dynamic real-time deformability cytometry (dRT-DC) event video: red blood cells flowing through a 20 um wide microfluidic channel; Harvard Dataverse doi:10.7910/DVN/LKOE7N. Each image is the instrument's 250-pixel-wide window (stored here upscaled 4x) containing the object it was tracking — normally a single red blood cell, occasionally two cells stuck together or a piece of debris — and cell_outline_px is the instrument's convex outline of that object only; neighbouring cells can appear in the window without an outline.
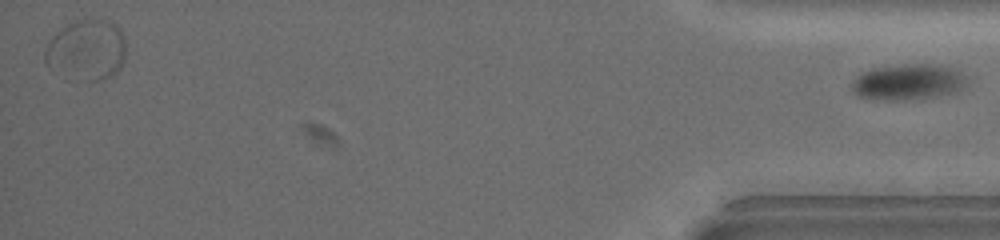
{"species": "common noctule bat (a hibernating species)", "species_latin": "Nyctalus noctula", "temperature_condition": "warm", "stored_images_in_passage": 56, "segment_of_instrument_passage": [2, 2], "camera_frame_rate_fps": 3000, "um_per_image_px": 0.085, "animal": {"sex": "female", "body_mass_g": 19.5, "forearm_length_mm": 54.1}, "frame": {"image": 1, "passage_image": 56, "time_ms": 18.333, "image_size_px": [1000, 240], "cell_outline_px": [[968, 84], [960, 92], [904, 100], [892, 100], [860, 96], [852, 92], [852, 80], [856, 76], [872, 68], [912, 64], [932, 64], [952, 68], [960, 72], [964, 76]], "centroid_in_image_um": [77.21, 6.97], "position_along_channel_um": 358.0, "area_um2": 23.76}}